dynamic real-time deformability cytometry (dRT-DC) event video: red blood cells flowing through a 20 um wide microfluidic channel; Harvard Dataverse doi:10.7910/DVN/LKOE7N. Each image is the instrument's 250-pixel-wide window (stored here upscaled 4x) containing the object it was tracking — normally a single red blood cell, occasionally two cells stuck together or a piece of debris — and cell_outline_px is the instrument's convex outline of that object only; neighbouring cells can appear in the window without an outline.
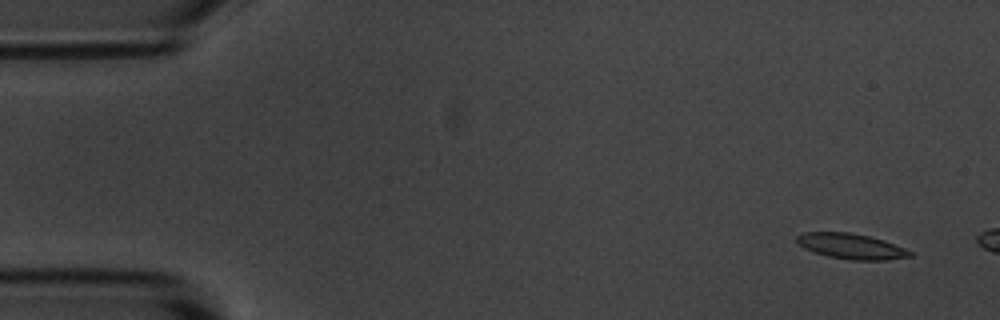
{"species": "common noctule bat (a hibernating species)", "species_latin": "Nyctalus noctula", "temperature_condition": "room temperature", "stored_images_in_passage": 3, "camera_frame_rate_fps": 3000, "um_per_image_px": 0.085, "animal": {"sex": "male", "body_mass_g": 20.1, "forearm_length_mm": 53.5}, "frame": {"image": 1, "passage_image": 1, "time_ms": 0.0, "image_size_px": [1000, 320], "cell_outline_px": [[912, 256], [888, 260], [852, 260], [828, 256], [804, 248], [796, 240], [796, 236], [804, 232], [852, 232], [884, 240], [904, 248], [912, 252]], "centroid_in_image_um": [72.36, 20.93], "position_along_channel_um": 12.6, "area_um2": 16.65}}